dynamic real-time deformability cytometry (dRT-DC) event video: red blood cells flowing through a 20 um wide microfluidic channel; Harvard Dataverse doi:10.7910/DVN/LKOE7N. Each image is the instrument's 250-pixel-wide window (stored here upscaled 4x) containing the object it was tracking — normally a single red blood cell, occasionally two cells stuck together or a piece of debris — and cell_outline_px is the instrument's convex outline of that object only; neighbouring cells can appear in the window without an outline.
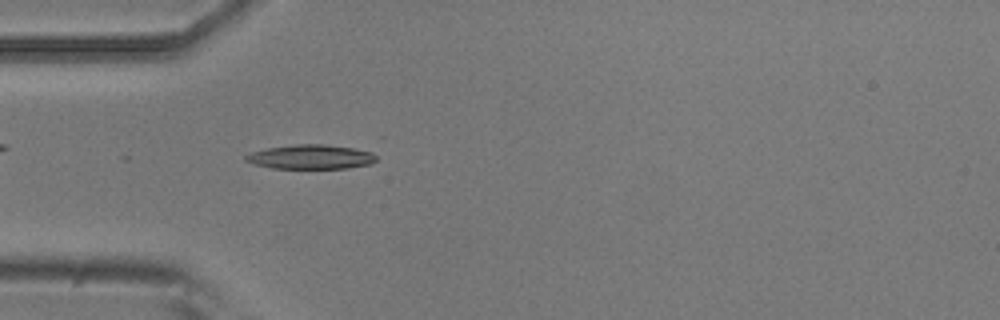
{"species": "common noctule bat (a hibernating species)", "species_latin": "Nyctalus noctula", "temperature_condition": "room temperature", "stored_images_in_passage": 5, "camera_frame_rate_fps": 3000, "um_per_image_px": 0.085, "animal": {"sex": "male", "body_mass_g": 20.5, "forearm_length_mm": 52.5}, "frame": {"image": 1, "passage_image": 5, "time_ms": 1.333, "image_size_px": [1000, 320], "cell_outline_px": [[376, 160], [372, 164], [348, 168], [272, 168], [252, 164], [244, 160], [244, 156], [252, 152], [268, 148], [296, 144], [324, 144], [352, 148], [372, 152], [376, 156]], "centroid_in_image_um": [26.41, 13.34], "position_along_channel_um": 58.6, "area_um2": 18.5}}